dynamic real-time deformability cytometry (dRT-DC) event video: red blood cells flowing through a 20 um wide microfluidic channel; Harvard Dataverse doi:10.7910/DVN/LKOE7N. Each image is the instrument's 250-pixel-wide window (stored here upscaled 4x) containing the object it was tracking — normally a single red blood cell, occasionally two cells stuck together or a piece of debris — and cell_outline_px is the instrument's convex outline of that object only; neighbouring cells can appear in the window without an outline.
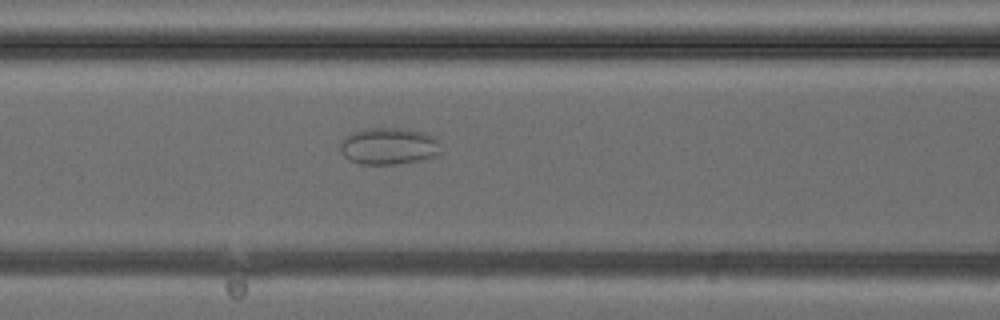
{"species": "common noctule bat (a hibernating species)", "species_latin": "Nyctalus noctula", "temperature_condition": "cold", "stored_images_in_passage": 22, "camera_frame_rate_fps": 3000, "um_per_image_px": 0.085, "animal": {"sex": "female", "body_mass_g": 24.6, "forearm_length_mm": 56.2}, "frame": {"image": 1, "passage_image": 7, "time_ms": 2.0, "image_size_px": [1000, 320], "cell_outline_px": [[440, 156], [420, 160], [396, 164], [360, 164], [348, 160], [340, 152], [340, 140], [344, 136], [352, 132], [364, 128], [408, 128], [424, 132], [436, 136], [440, 140]], "centroid_in_image_um": [33.07, 12.41], "position_along_channel_um": 133.5, "area_um2": 22.31}}